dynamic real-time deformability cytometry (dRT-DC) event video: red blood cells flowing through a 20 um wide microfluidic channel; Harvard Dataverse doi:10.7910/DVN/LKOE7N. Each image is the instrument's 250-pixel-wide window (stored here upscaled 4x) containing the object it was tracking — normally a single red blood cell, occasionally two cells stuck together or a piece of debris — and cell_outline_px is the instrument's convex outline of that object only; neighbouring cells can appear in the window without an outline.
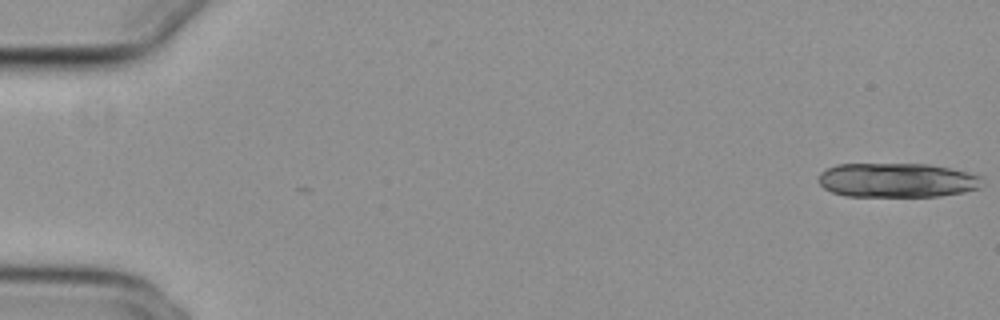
{"species": "common noctule bat (a hibernating species)", "species_latin": "Nyctalus noctula", "temperature_condition": "cold", "stored_images_in_passage": 16, "camera_frame_rate_fps": 3000, "um_per_image_px": 0.085, "animal": {"sex": "female", "body_mass_g": 29.2, "forearm_length_mm": 56.3}, "frame": {"image": 1, "passage_image": 1, "time_ms": 0.0, "image_size_px": [1000, 320], "cell_outline_px": [[980, 188], [964, 192], [940, 196], [844, 196], [832, 192], [824, 188], [820, 184], [820, 172], [836, 164], [928, 164], [968, 172], [980, 176]], "centroid_in_image_um": [76.23, 15.32], "position_along_channel_um": 8.8, "area_um2": 32.66}}